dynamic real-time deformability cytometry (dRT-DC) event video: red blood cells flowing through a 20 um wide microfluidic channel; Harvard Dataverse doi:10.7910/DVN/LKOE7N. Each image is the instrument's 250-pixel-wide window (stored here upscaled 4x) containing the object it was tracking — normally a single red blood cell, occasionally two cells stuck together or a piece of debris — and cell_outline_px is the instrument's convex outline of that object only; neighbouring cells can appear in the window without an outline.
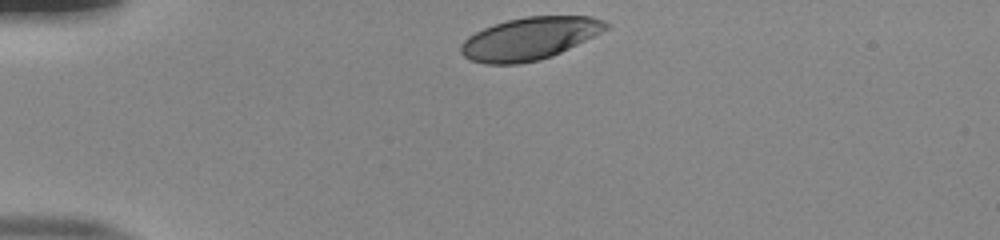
{"species": "human", "species_latin": "Homo sapiens", "temperature_condition": "room temperature", "stored_images_in_passage": 33, "camera_frame_rate_fps": 3000, "um_per_image_px": 0.085, "donor": {"sex": "male"}, "frame": {"image": 1, "passage_image": 1, "time_ms": 0.0, "image_size_px": [1000, 240], "cell_outline_px": [[612, 24], [608, 28], [552, 56], [540, 60], [520, 64], [484, 64], [468, 60], [460, 52], [460, 44], [468, 36], [484, 28], [508, 20], [524, 16], [588, 16], [604, 20]], "centroid_in_image_um": [44.98, 3.28], "position_along_channel_um": 40.0, "area_um2": 35.78}}
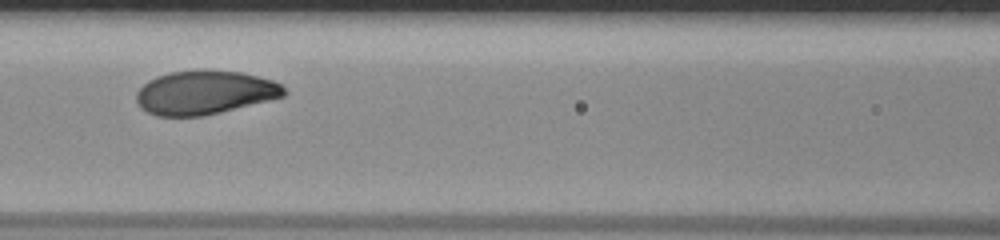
{"frame": {"image": 2, "passage_image": 13, "time_ms": 4.0, "image_size_px": [1000, 240], "cell_outline_px": [[288, 92], [284, 96], [204, 116], [156, 116], [140, 108], [136, 100], [136, 92], [148, 80], [156, 76], [172, 72], [240, 72], [272, 80], [280, 84]], "centroid_in_image_um": [17.37, 7.9], "position_along_channel_um": 149.2, "area_um2": 36.88}}
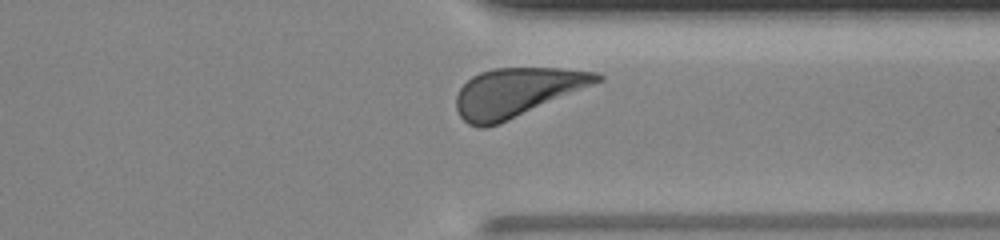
{"frame": {"image": 3, "passage_image": 30, "time_ms": 9.667, "image_size_px": [1000, 240], "cell_outline_px": [[604, 80], [500, 124], [488, 128], [480, 128], [468, 124], [460, 116], [456, 108], [456, 96], [460, 88], [472, 76], [480, 72], [496, 68], [560, 68], [600, 72], [604, 76]], "centroid_in_image_um": [43.94, 7.85], "position_along_channel_um": 367.5, "area_um2": 40.11}, "authors_computed_cell_mechanics": {"area_um2": 38.3792, "velocity_mm_per_s": 3.8532, "shape_relaxation_time_tau1_ms": 2.2379, "shape_relaxation_time_tau2_ms": null, "deformation_change_tau1": 0.1324, "deformation_change_tau2": null}}